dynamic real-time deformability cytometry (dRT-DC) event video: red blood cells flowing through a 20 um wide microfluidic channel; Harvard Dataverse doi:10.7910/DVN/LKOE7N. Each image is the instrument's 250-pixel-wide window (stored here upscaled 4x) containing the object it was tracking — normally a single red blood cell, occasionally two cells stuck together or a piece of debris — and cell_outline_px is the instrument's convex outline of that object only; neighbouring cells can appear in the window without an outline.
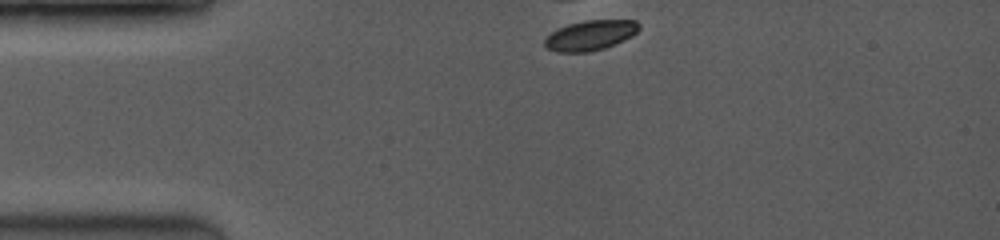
{"species": "common noctule bat (a hibernating species)", "species_latin": "Nyctalus noctula", "temperature_condition": "room temperature", "stored_images_in_passage": 2, "camera_frame_rate_fps": 3500, "um_per_image_px": 0.085, "animal": {"sex": "female", "body_mass_g": 19.0, "forearm_length_mm": 53.3}, "frame": {"image": 1, "passage_image": 1, "time_ms": 0.0, "image_size_px": [1000, 240], "cell_outline_px": [[640, 28], [632, 36], [604, 48], [588, 52], [556, 52], [548, 48], [544, 44], [544, 40], [552, 32], [568, 24], [584, 20], [636, 20], [640, 24]], "centroid_in_image_um": [50.19, 2.99], "position_along_channel_um": 34.8, "area_um2": 16.36}}